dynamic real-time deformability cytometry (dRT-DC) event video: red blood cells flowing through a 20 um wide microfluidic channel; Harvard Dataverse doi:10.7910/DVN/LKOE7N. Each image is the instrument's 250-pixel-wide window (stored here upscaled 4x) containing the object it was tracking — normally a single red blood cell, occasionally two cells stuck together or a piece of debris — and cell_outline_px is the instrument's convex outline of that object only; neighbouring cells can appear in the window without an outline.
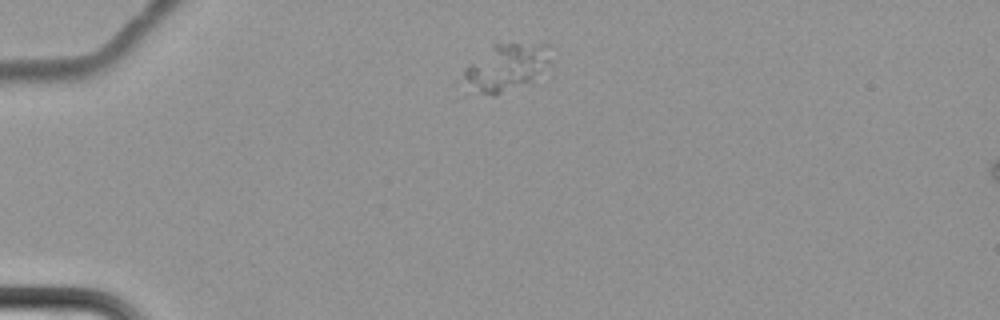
{"species": "common noctule bat (a hibernating species)", "species_latin": "Nyctalus noctula", "temperature_condition": "cold", "stored_images_in_passage": 2, "camera_frame_rate_fps": 3000, "um_per_image_px": 0.085, "animal": {"sex": "female", "body_mass_g": 22.7, "forearm_length_mm": 54.2}, "frame": {"image": 1, "passage_image": 1, "time_ms": 0.0, "image_size_px": [1000, 320], "cell_outline_px": [[552, 64], [544, 84], [496, 96], [492, 96], [472, 92], [464, 76], [464, 68], [468, 64], [492, 44], [552, 44]], "centroid_in_image_um": [43.26, 5.82], "position_along_channel_um": 41.7, "area_um2": 26.36}}